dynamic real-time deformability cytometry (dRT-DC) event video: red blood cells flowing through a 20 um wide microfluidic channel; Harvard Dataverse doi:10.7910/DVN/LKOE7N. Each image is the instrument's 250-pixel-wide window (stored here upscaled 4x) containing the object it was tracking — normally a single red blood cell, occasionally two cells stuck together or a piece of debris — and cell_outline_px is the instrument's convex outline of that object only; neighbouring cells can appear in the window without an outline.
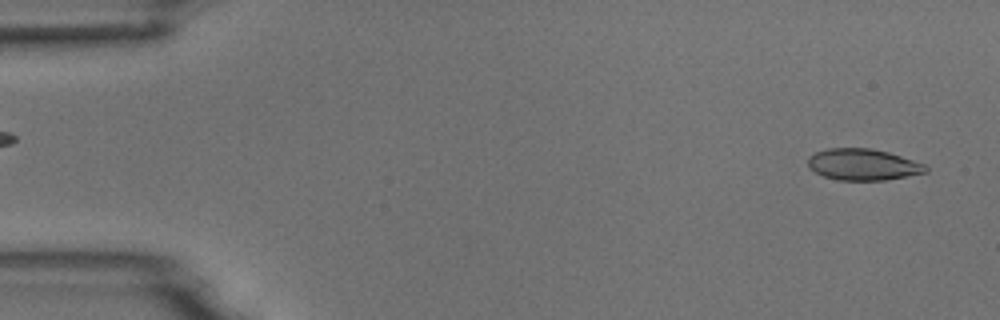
{"species": "common noctule bat (a hibernating species)", "species_latin": "Nyctalus noctula", "temperature_condition": "room temperature", "stored_images_in_passage": 52, "camera_frame_rate_fps": 3000, "um_per_image_px": 0.085, "animal": {"sex": "male", "body_mass_g": 18.8}, "frame": {"image": 1, "passage_image": 1, "time_ms": 0.0, "image_size_px": [1000, 320], "cell_outline_px": [[928, 172], [884, 180], [836, 180], [824, 176], [808, 168], [808, 156], [816, 152], [828, 148], [872, 148], [888, 152], [924, 164], [928, 168]], "centroid_in_image_um": [73.32, 13.98], "position_along_channel_um": 11.7, "area_um2": 21.5}}
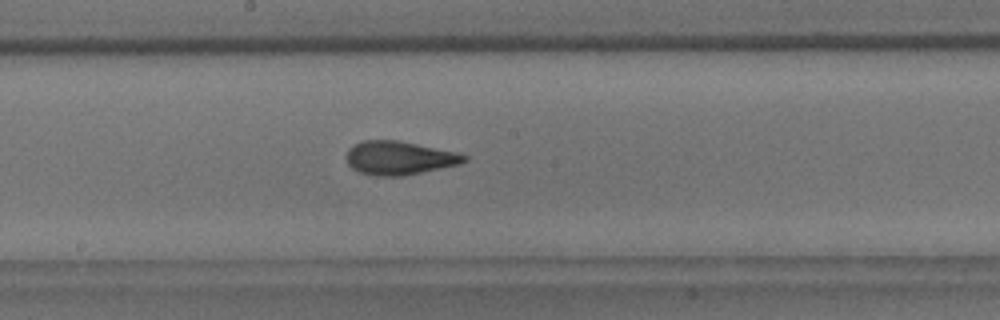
{"frame": {"image": 2, "passage_image": 27, "time_ms": 8.667, "image_size_px": [1000, 320], "cell_outline_px": [[468, 160], [460, 164], [404, 176], [376, 176], [360, 172], [352, 168], [348, 164], [348, 148], [352, 144], [360, 140], [396, 140], [456, 152], [468, 156]], "centroid_in_image_um": [33.93, 13.42], "position_along_channel_um": 214.3, "area_um2": 23.0}}
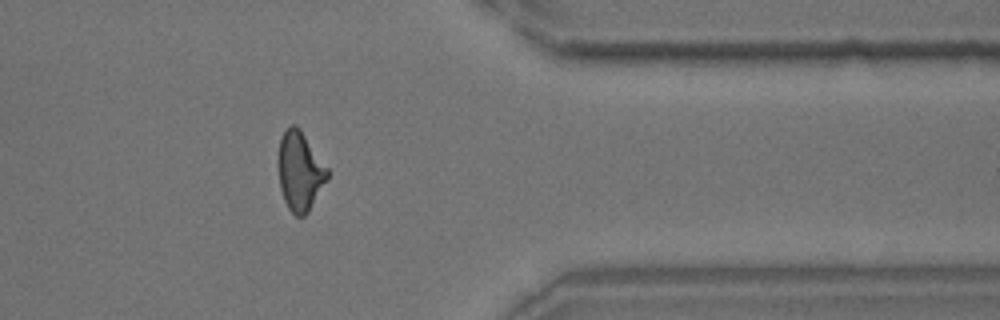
{"frame": {"image": 3, "passage_image": 42, "time_ms": 13.667, "image_size_px": [1000, 320], "cell_outline_px": [[328, 180], [308, 212], [304, 216], [296, 216], [288, 208], [284, 200], [280, 188], [280, 140], [284, 132], [292, 124], [296, 124], [300, 128], [328, 168]], "centroid_in_image_um": [25.53, 14.57], "position_along_channel_um": 385.9, "area_um2": 22.25}, "authors_computed_cell_mechanics": {"area_um2": 22.4842, "velocity_mm_per_s": 3.7367, "shape_relaxation_time_tau1_ms": null, "shape_relaxation_time_tau2_ms": 1.691, "deformation_change_tau1": null, "deformation_change_tau2": 0.0969}}